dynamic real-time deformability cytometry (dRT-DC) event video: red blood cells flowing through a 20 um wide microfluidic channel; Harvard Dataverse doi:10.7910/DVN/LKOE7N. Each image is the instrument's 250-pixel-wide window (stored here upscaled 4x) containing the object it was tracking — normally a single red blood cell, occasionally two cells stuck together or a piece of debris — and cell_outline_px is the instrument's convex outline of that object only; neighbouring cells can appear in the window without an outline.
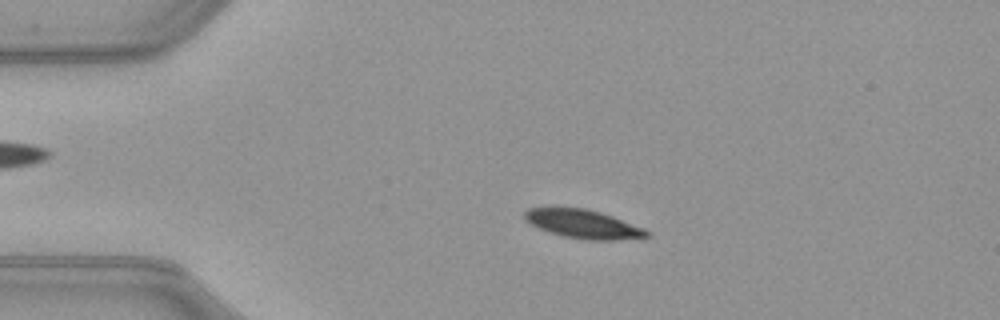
{"species": "common noctule bat (a hibernating species)", "species_latin": "Nyctalus noctula", "temperature_condition": "warm", "stored_images_in_passage": 51, "camera_frame_rate_fps": 3000, "um_per_image_px": 0.085, "animal": {"sex": "female", "body_mass_g": 21.9}, "frame": {"image": 1, "passage_image": 11, "time_ms": 3.333, "image_size_px": [1000, 320], "cell_outline_px": [[652, 236], [616, 240], [584, 240], [564, 236], [548, 232], [524, 220], [524, 212], [528, 208], [552, 204], [588, 208], [612, 216], [644, 228], [652, 232]], "centroid_in_image_um": [49.51, 18.99], "position_along_channel_um": 35.5, "area_um2": 21.27}}
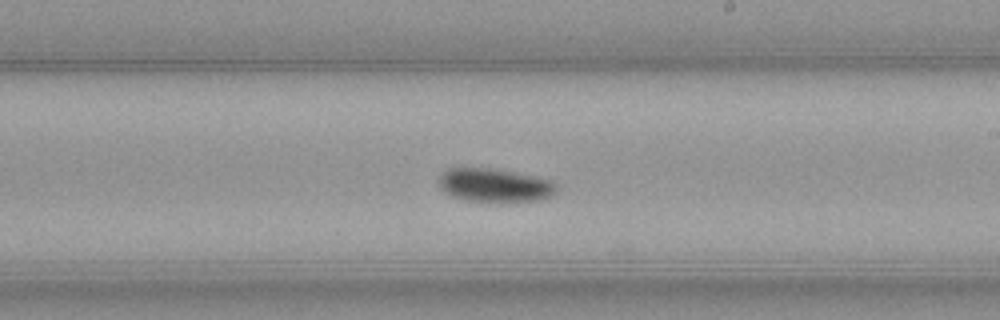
{"frame": {"image": 2, "passage_image": 30, "time_ms": 9.667, "image_size_px": [1000, 320], "cell_outline_px": [[556, 192], [552, 196], [540, 200], [500, 204], [488, 204], [464, 200], [452, 196], [444, 192], [440, 188], [440, 176], [448, 168], [492, 168], [552, 180], [556, 184]], "centroid_in_image_um": [42.06, 15.8], "position_along_channel_um": 246.9, "area_um2": 23.7}}
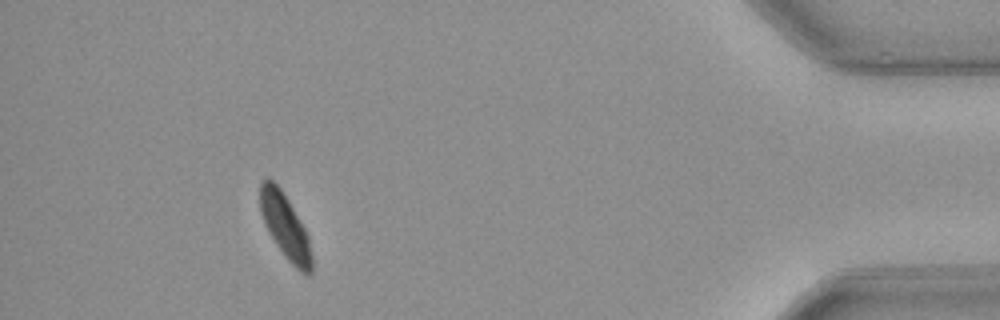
{"frame": {"image": 3, "passage_image": 47, "time_ms": 15.333, "image_size_px": [1000, 320], "cell_outline_px": [[312, 272], [308, 276], [300, 272], [288, 260], [276, 244], [264, 224], [260, 212], [260, 184], [264, 176], [268, 176], [280, 188], [288, 200], [304, 228], [308, 236], [312, 252]], "centroid_in_image_um": [24.23, 19.24], "position_along_channel_um": 411.0, "area_um2": 19.48}, "authors_computed_cell_mechanics": {"area_um2": 21.4438, "velocity_mm_per_s": 3.9879, "shape_relaxation_time_tau1_ms": 3.0644, "shape_relaxation_time_tau2_ms": null, "deformation_change_tau1": 0.1133, "deformation_change_tau2": null}}